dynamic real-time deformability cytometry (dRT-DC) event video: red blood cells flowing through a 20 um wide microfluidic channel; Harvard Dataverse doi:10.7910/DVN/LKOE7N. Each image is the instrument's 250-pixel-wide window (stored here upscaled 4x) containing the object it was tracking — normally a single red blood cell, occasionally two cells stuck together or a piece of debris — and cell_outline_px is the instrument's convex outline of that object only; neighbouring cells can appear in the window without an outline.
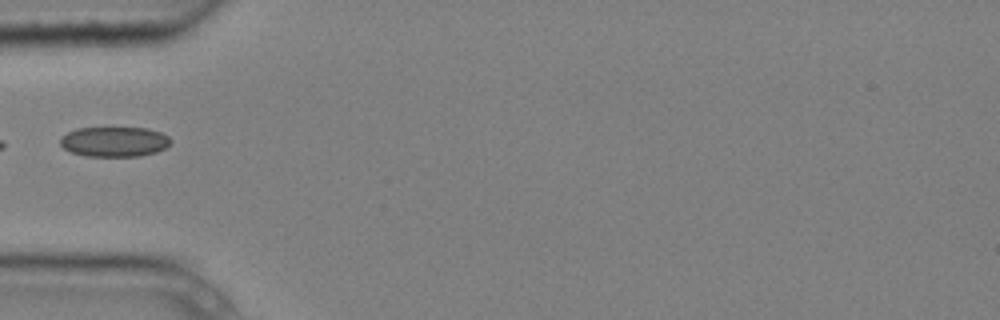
{"species": "common noctule bat (a hibernating species)", "species_latin": "Nyctalus noctula", "temperature_condition": "cold", "stored_images_in_passage": 4, "camera_frame_rate_fps": 3000, "um_per_image_px": 0.085, "animal": {"sex": "male", "body_mass_g": 20.4}, "frame": {"image": 1, "passage_image": 4, "time_ms": 1.0, "image_size_px": [1000, 320], "cell_outline_px": [[172, 144], [156, 152], [140, 156], [84, 156], [72, 152], [64, 148], [60, 144], [60, 136], [76, 128], [148, 128], [160, 132], [168, 136], [172, 140]], "centroid_in_image_um": [9.73, 12.04], "position_along_channel_um": 75.3, "area_um2": 19.42}}